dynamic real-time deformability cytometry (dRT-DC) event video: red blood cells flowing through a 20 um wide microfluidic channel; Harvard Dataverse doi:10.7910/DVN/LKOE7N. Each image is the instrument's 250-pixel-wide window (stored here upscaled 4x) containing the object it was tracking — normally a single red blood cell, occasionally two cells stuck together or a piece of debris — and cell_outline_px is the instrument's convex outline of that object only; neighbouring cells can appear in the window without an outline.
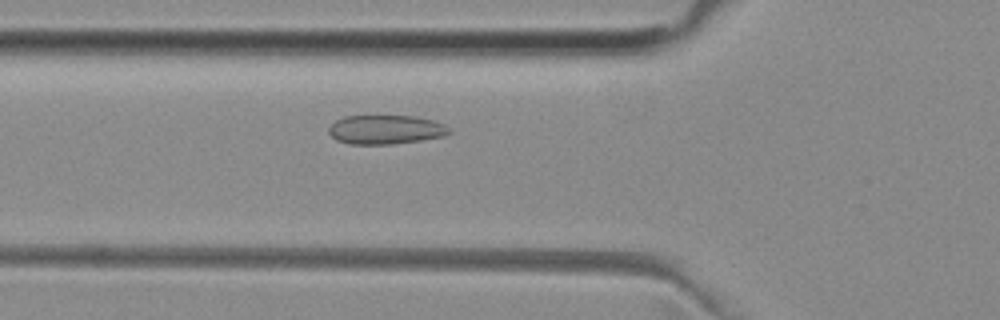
{"species": "common noctule bat (a hibernating species)", "species_latin": "Nyctalus noctula", "temperature_condition": "room temperature", "stored_images_in_passage": 43, "camera_frame_rate_fps": 3000, "um_per_image_px": 0.085, "animal": {"sex": "female", "body_mass_g": 29.2, "forearm_length_mm": 56.3}, "frame": {"image": 1, "passage_image": 9, "time_ms": 2.667, "image_size_px": [1000, 320], "cell_outline_px": [[452, 132], [444, 136], [420, 140], [392, 144], [348, 144], [336, 140], [328, 132], [328, 128], [336, 120], [344, 116], [416, 116], [432, 120], [444, 124]], "centroid_in_image_um": [32.76, 11.02], "position_along_channel_um": 93.0, "area_um2": 20.4}}
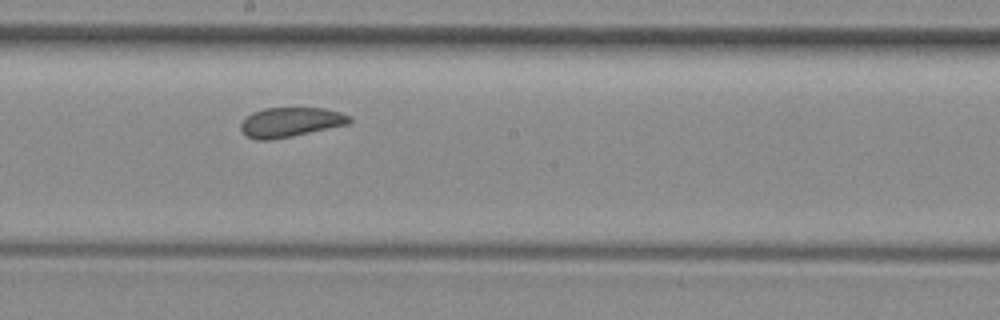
{"frame": {"image": 2, "passage_image": 19, "time_ms": 6.0, "image_size_px": [1000, 320], "cell_outline_px": [[352, 120], [348, 124], [292, 136], [272, 140], [256, 140], [248, 136], [240, 128], [240, 124], [244, 116], [252, 112], [264, 108], [324, 108], [340, 112], [348, 116]], "centroid_in_image_um": [24.64, 10.38], "position_along_channel_um": 223.6, "area_um2": 18.73}}
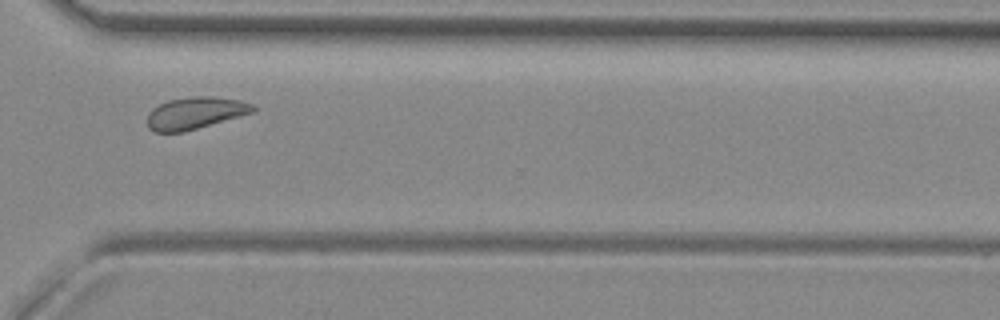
{"frame": {"image": 3, "passage_image": 29, "time_ms": 9.333, "image_size_px": [1000, 320], "cell_outline_px": [[256, 112], [196, 128], [180, 132], [156, 132], [148, 128], [148, 112], [152, 108], [168, 100], [192, 96], [212, 96], [240, 100], [252, 104], [256, 108]], "centroid_in_image_um": [16.6, 9.59], "position_along_channel_um": 354.0, "area_um2": 19.65}, "authors_computed_cell_mechanics": {"area_um2": 19.7676, "velocity_mm_per_s": 3.9177, "shape_relaxation_time_tau1_ms": 4.0345, "shape_relaxation_time_tau2_ms": 6.8358, "deformation_change_tau1": 0.0625, "deformation_change_tau2": 0.0857}}